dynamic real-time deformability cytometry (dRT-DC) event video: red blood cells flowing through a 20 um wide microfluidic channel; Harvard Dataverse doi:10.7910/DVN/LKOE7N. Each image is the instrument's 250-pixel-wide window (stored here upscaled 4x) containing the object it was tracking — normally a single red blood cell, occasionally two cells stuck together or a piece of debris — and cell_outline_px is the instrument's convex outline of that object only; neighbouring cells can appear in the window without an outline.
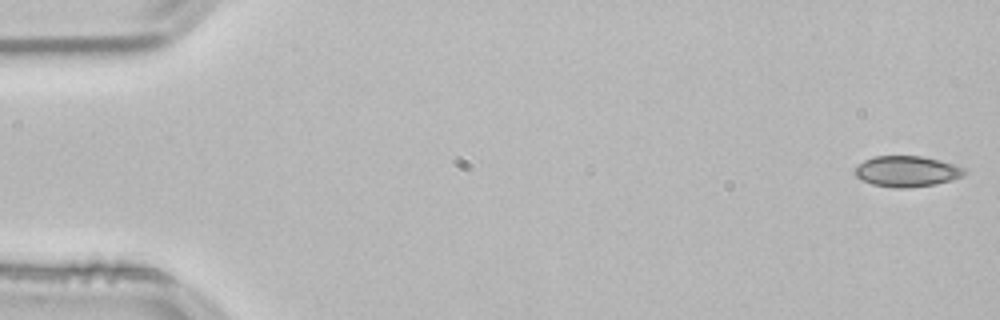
{"species": "common noctule bat (a hibernating species)", "species_latin": "Nyctalus noctula", "temperature_condition": "room temperature", "stored_images_in_passage": 53, "camera_frame_rate_fps": 3000, "um_per_image_px": 0.085, "animal": {"sex": "male", "body_mass_g": 21.5, "forearm_length_mm": 52.0}, "frame": {"image": 1, "passage_image": 1, "time_ms": 0.0, "image_size_px": [1000, 320], "cell_outline_px": [[968, 172], [964, 176], [952, 180], [936, 184], [908, 188], [892, 188], [872, 184], [856, 176], [856, 168], [864, 160], [872, 156], [920, 156], [940, 160], [968, 168]], "centroid_in_image_um": [77.16, 14.57], "position_along_channel_um": 7.8, "area_um2": 19.83}}
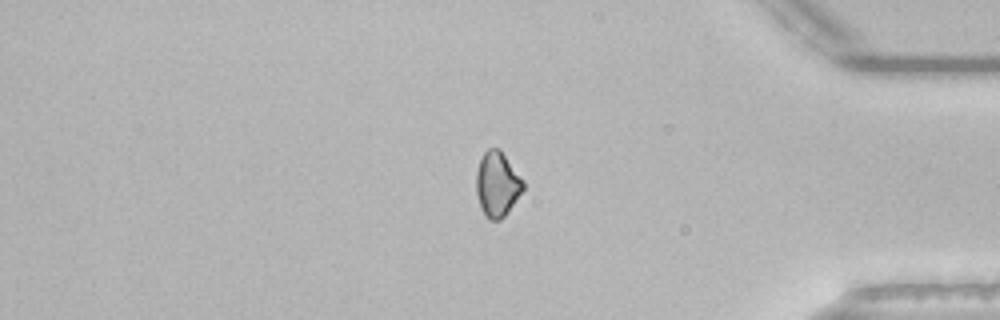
{"frame": {"image": 2, "passage_image": 44, "time_ms": 14.333, "image_size_px": [1000, 320], "cell_outline_px": [[524, 188], [508, 212], [500, 220], [488, 220], [480, 208], [476, 192], [476, 172], [480, 160], [484, 152], [488, 148], [500, 148], [524, 180]], "centroid_in_image_um": [42.26, 15.65], "position_along_channel_um": 392.9, "area_um2": 17.92}}
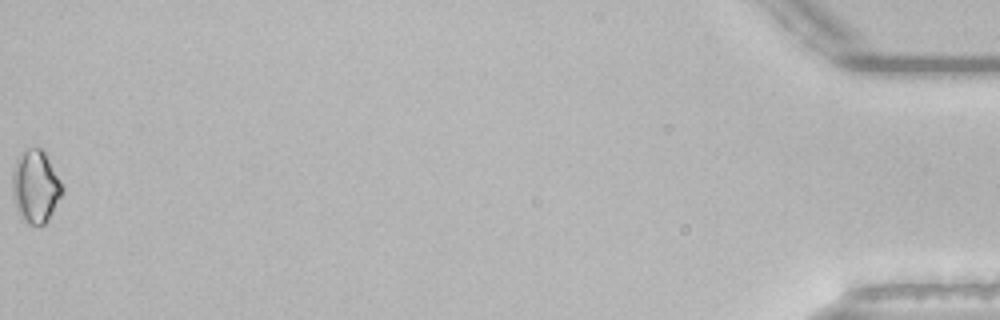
{"frame": {"image": 3, "passage_image": 53, "time_ms": 17.333, "image_size_px": [1000, 320], "cell_outline_px": [[64, 192], [48, 220], [44, 224], [28, 224], [20, 216], [16, 208], [12, 196], [12, 168], [16, 156], [20, 152], [28, 148], [40, 148], [44, 152], [60, 180], [64, 188]], "centroid_in_image_um": [2.99, 15.84], "position_along_channel_um": 432.2, "area_um2": 21.33}, "authors_computed_cell_mechanics": {"area_um2": 18.6694, "velocity_mm_per_s": 3.852, "shape_relaxation_time_tau1_ms": null, "shape_relaxation_time_tau2_ms": 5.6456, "deformation_change_tau1": null, "deformation_change_tau2": 0.076}}